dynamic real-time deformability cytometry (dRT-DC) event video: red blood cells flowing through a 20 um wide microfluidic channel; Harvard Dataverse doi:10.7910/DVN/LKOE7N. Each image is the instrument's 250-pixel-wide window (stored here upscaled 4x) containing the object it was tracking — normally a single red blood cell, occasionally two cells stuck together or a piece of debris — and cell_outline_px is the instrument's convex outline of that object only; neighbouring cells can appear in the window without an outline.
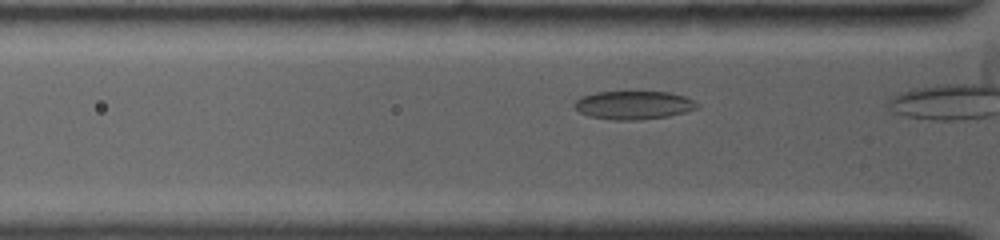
{"species": "common noctule bat (a hibernating species)", "species_latin": "Nyctalus noctula", "temperature_condition": "warm", "stored_images_in_passage": 10, "camera_frame_rate_fps": 4500, "um_per_image_px": 0.085, "animal": {"sex": "female", "body_mass_g": 19.0, "forearm_length_mm": 53.3}, "frame": {"image": 1, "passage_image": 8, "time_ms": 0.889, "image_size_px": [1000, 240], "cell_outline_px": [[700, 108], [668, 116], [640, 120], [612, 120], [588, 116], [580, 112], [572, 104], [580, 96], [596, 92], [668, 92], [684, 96], [700, 104]], "centroid_in_image_um": [53.84, 8.94], "position_along_channel_um": 72.0, "area_um2": 20.4}}